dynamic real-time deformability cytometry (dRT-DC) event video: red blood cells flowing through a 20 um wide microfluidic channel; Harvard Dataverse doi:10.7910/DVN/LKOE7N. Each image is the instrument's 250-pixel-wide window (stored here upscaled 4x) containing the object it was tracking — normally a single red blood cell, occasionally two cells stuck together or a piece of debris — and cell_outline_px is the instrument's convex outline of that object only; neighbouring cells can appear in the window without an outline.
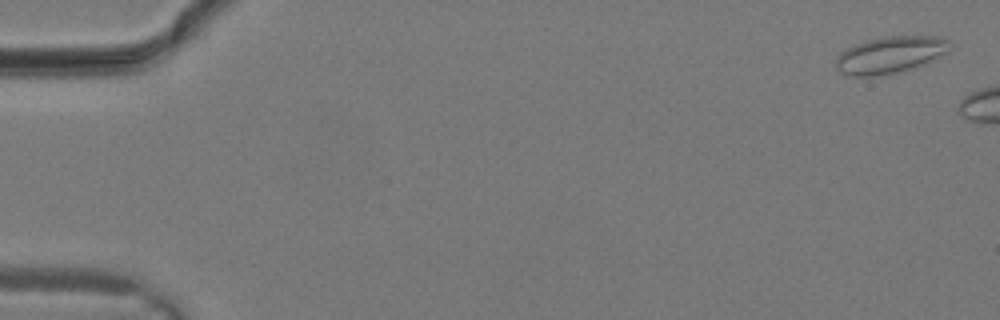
{"species": "common noctule bat (a hibernating species)", "species_latin": "Nyctalus noctula", "temperature_condition": "warm", "stored_images_in_passage": 4, "camera_frame_rate_fps": 3000, "um_per_image_px": 0.085, "animal": {"sex": "male", "body_mass_g": 19.2, "forearm_length_mm": 51.8}, "frame": {"image": 1, "passage_image": 1, "time_ms": 0.0, "image_size_px": [1000, 320], "cell_outline_px": [[948, 52], [912, 68], [896, 72], [872, 76], [852, 76], [840, 72], [836, 68], [836, 56], [840, 52], [856, 44], [868, 40], [884, 36], [944, 36], [948, 40]], "centroid_in_image_um": [75.63, 4.65], "position_along_channel_um": 9.4, "area_um2": 24.1}}